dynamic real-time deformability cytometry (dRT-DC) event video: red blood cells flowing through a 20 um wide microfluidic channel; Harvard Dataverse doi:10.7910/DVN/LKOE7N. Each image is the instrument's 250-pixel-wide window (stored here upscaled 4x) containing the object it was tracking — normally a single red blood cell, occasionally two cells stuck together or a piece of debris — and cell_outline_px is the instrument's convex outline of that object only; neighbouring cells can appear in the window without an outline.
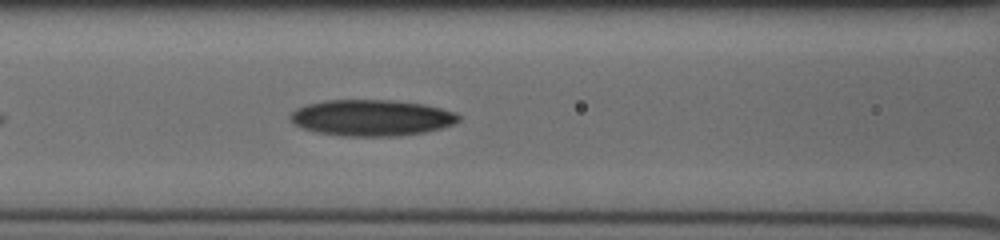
{"species": "human", "species_latin": "Homo sapiens", "temperature_condition": "cold", "stored_images_in_passage": 49, "camera_frame_rate_fps": 3000, "um_per_image_px": 0.085, "donor": {"sex": "male"}, "frame": {"image": 1, "passage_image": 15, "time_ms": 7.0, "image_size_px": [1000, 240], "cell_outline_px": [[460, 120], [456, 124], [424, 132], [400, 136], [344, 136], [316, 132], [304, 128], [296, 124], [288, 116], [296, 108], [308, 104], [324, 100], [392, 100], [424, 104], [456, 112], [460, 116]], "centroid_in_image_um": [31.61, 10.01], "position_along_channel_um": 135.0, "area_um2": 35.55}}
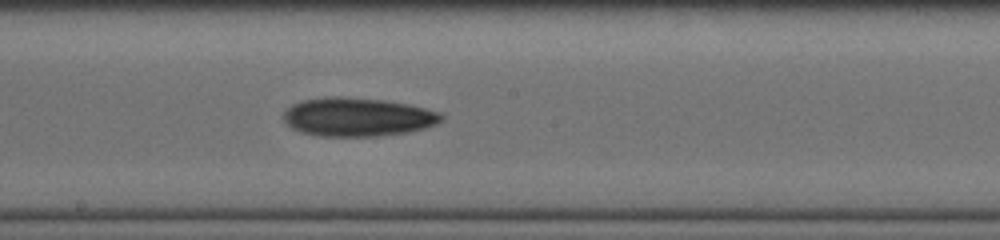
{"frame": {"image": 2, "passage_image": 23, "time_ms": 9.0, "image_size_px": [1000, 240], "cell_outline_px": [[444, 116], [436, 124], [424, 128], [408, 132], [376, 136], [320, 136], [300, 132], [292, 128], [284, 120], [284, 112], [292, 104], [304, 100], [332, 96], [340, 96], [384, 100], [408, 104], [440, 112]], "centroid_in_image_um": [30.39, 9.94], "position_along_channel_um": 217.8, "area_um2": 35.37}}
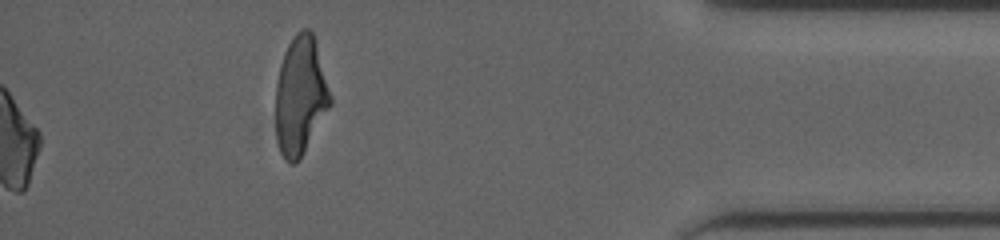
{"frame": {"image": 3, "passage_image": 49, "time_ms": 16.333, "image_size_px": [1000, 240], "cell_outline_px": [[332, 104], [296, 164], [292, 164], [280, 152], [276, 140], [276, 84], [280, 64], [284, 52], [292, 36], [300, 28], [308, 28], [312, 32], [332, 96]], "centroid_in_image_um": [25.53, 8.11], "position_along_channel_um": 409.7, "area_um2": 37.57}}